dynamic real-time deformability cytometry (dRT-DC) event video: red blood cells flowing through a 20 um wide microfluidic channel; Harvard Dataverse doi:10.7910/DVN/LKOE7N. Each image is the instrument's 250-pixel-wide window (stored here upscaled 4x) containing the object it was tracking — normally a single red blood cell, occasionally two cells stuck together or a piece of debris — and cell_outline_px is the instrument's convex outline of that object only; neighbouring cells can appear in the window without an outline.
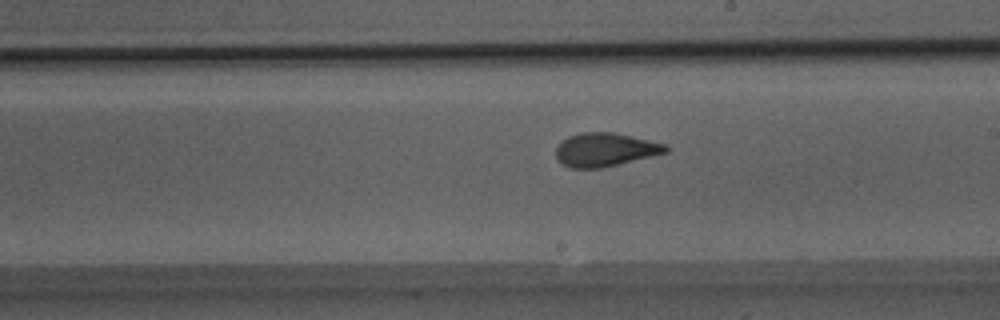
{"species": "Egyptian fruit bat (a non-hibernating species)", "species_latin": "Rousettus aegyptiacus", "temperature_condition": "room temperature", "stored_images_in_passage": 48, "camera_frame_rate_fps": 3000, "um_per_image_px": 0.085, "animal": {"sex": "male"}, "frame": {"image": 1, "passage_image": 27, "time_ms": 8.667, "image_size_px": [1000, 320], "cell_outline_px": [[668, 152], [600, 168], [568, 168], [556, 156], [556, 148], [568, 136], [580, 132], [612, 132], [632, 136], [664, 144], [668, 148]], "centroid_in_image_um": [51.42, 12.71], "position_along_channel_um": 237.6, "area_um2": 21.1}}
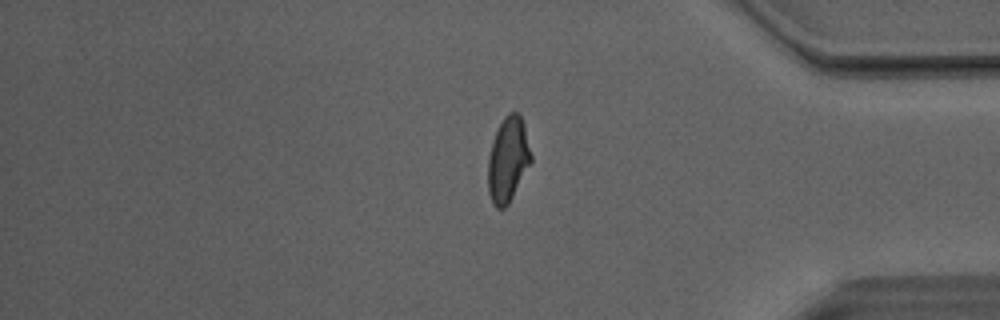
{"frame": {"image": 2, "passage_image": 40, "time_ms": 13.0, "image_size_px": [1000, 320], "cell_outline_px": [[532, 160], [508, 204], [504, 208], [496, 208], [492, 204], [488, 192], [488, 156], [492, 140], [504, 116], [508, 112], [516, 112], [520, 116], [524, 124], [532, 156]], "centroid_in_image_um": [43.16, 13.56], "position_along_channel_um": 392.0, "area_um2": 21.21}}
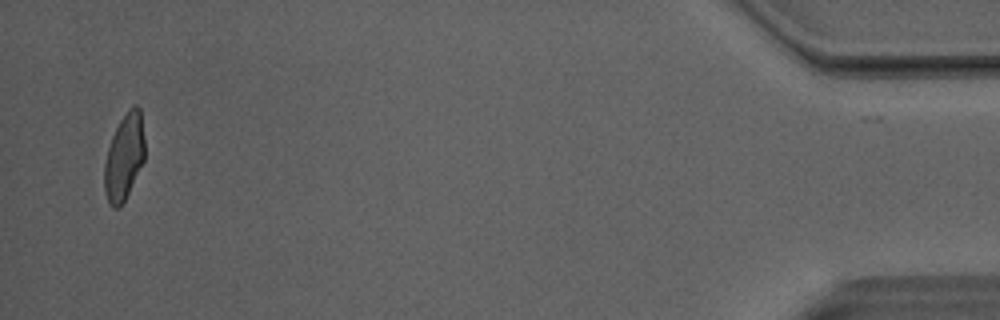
{"frame": {"image": 3, "passage_image": 47, "time_ms": 15.333, "image_size_px": [1000, 320], "cell_outline_px": [[144, 160], [120, 208], [112, 208], [108, 204], [104, 192], [104, 164], [108, 148], [112, 136], [120, 120], [128, 108], [132, 104], [136, 104], [140, 108], [144, 140]], "centroid_in_image_um": [10.54, 13.34], "position_along_channel_um": 424.7, "area_um2": 20.29}, "authors_computed_cell_mechanics": {"area_um2": 21.7617, "velocity_mm_per_s": 4.0951, "shape_relaxation_time_tau1_ms": 8.6751, "shape_relaxation_time_tau2_ms": 1.1073, "deformation_change_tau1": 0.2468, "deformation_change_tau2": 0.0642}}